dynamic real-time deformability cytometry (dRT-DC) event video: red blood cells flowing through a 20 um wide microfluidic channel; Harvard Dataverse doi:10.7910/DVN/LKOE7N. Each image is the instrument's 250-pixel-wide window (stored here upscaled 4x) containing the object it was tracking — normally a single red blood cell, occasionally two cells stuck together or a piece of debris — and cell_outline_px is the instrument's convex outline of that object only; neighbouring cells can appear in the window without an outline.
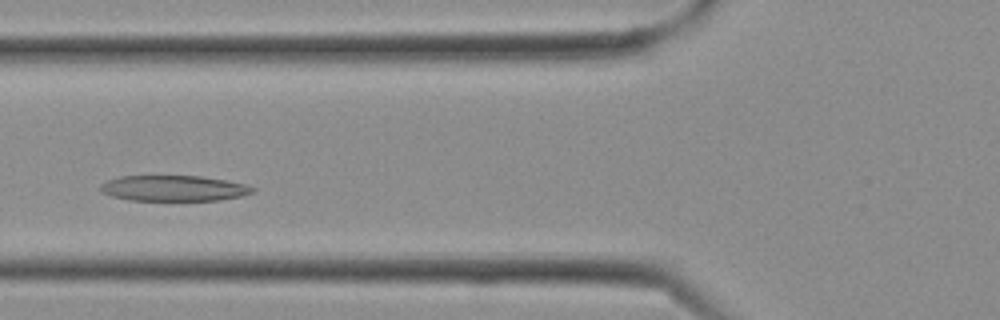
{"species": "Egyptian fruit bat (a non-hibernating species)", "species_latin": "Rousettus aegyptiacus", "temperature_condition": "cold", "stored_images_in_passage": 11, "camera_frame_rate_fps": 3000, "um_per_image_px": 0.085, "frame": {"image": 1, "passage_image": 8, "time_ms": 2.333, "image_size_px": [1000, 320], "cell_outline_px": [[256, 192], [244, 196], [216, 200], [128, 200], [112, 196], [100, 192], [100, 184], [108, 180], [120, 176], [200, 176], [228, 180], [248, 184], [256, 188]], "centroid_in_image_um": [14.82, 16.0], "position_along_channel_um": 111.0, "area_um2": 23.0}}
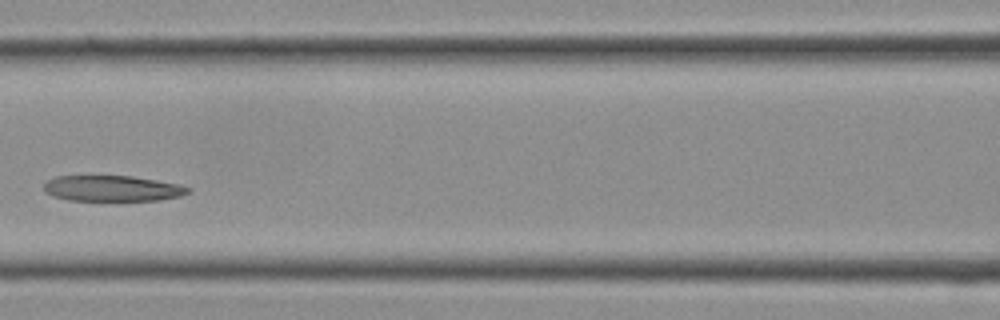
{"frame": {"image": 2, "passage_image": 10, "time_ms": 3.0, "image_size_px": [1000, 320], "cell_outline_px": [[192, 192], [180, 196], [160, 200], [68, 200], [52, 196], [44, 192], [44, 184], [48, 180], [56, 176], [132, 176], [156, 180], [176, 184], [192, 188]], "centroid_in_image_um": [9.55, 16.02], "position_along_channel_um": 157.1, "area_um2": 21.62}}